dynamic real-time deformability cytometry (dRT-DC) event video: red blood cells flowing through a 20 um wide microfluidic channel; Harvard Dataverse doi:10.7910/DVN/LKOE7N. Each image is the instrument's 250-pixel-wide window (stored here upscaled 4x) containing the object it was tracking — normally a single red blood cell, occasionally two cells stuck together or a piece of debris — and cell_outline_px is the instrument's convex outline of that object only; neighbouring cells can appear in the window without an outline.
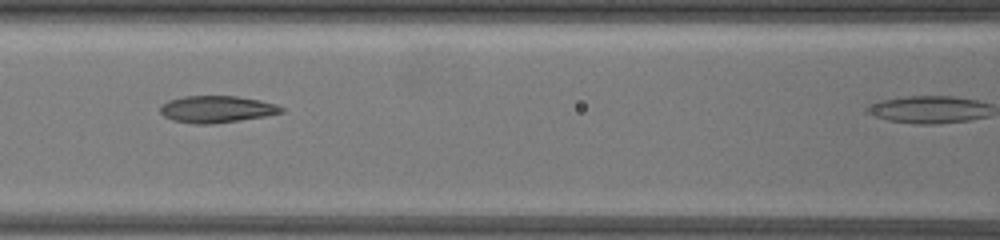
{"species": "common noctule bat (a hibernating species)", "species_latin": "Nyctalus noctula", "temperature_condition": "warm", "stored_images_in_passage": 6, "camera_frame_rate_fps": 3000, "um_per_image_px": 0.085, "animal": {"sex": "female", "body_mass_g": 19.5, "forearm_length_mm": 54.1}, "frame": {"image": 1, "passage_image": 5, "time_ms": 3.0, "image_size_px": [1000, 240], "cell_outline_px": [[284, 112], [264, 116], [240, 120], [208, 124], [196, 124], [172, 120], [164, 116], [160, 112], [160, 104], [168, 100], [184, 96], [236, 96], [260, 100], [276, 104], [284, 108]], "centroid_in_image_um": [18.39, 9.27], "position_along_channel_um": 148.2, "area_um2": 18.96}}